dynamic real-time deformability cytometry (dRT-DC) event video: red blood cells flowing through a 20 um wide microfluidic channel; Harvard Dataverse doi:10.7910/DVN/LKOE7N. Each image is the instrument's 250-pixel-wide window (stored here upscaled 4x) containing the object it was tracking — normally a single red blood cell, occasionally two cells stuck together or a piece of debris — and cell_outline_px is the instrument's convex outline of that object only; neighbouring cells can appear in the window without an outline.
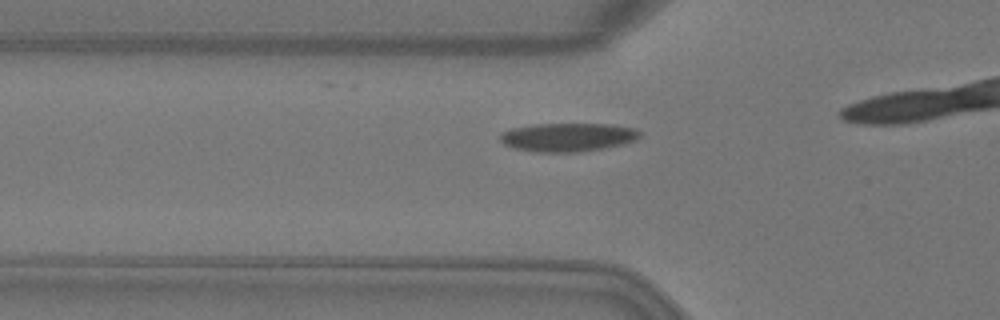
{"species": "Egyptian fruit bat (a non-hibernating species)", "species_latin": "Rousettus aegyptiacus", "temperature_condition": "warm", "stored_images_in_passage": 18, "camera_frame_rate_fps": 3000, "um_per_image_px": 0.085, "animal": {"sex": "female"}, "frame": {"image": 1, "passage_image": 13, "time_ms": 4.0, "image_size_px": [1000, 320], "cell_outline_px": [[640, 136], [636, 140], [604, 148], [576, 152], [540, 152], [516, 148], [504, 144], [500, 140], [500, 132], [512, 128], [532, 124], [612, 124], [636, 128], [640, 132]], "centroid_in_image_um": [48.26, 11.65], "position_along_channel_um": 77.5, "area_um2": 23.18}}